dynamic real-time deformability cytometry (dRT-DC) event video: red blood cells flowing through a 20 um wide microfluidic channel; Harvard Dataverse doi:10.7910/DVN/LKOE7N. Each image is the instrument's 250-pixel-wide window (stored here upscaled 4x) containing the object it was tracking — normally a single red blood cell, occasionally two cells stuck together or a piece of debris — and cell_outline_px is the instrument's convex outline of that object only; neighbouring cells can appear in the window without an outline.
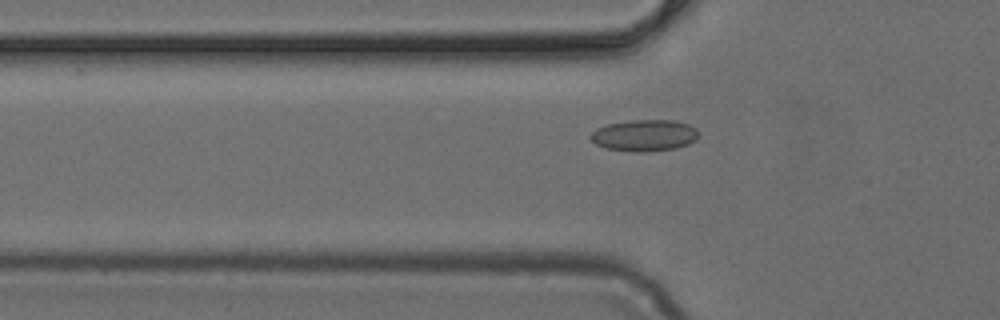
{"species": "common noctule bat (a hibernating species)", "species_latin": "Nyctalus noctula", "temperature_condition": "cold", "stored_images_in_passage": 5, "camera_frame_rate_fps": 3000, "um_per_image_px": 0.085, "animal": {"sex": "female", "body_mass_g": 24.6, "forearm_length_mm": 56.2}, "frame": {"image": 1, "passage_image": 5, "time_ms": 1.333, "image_size_px": [1000, 320], "cell_outline_px": [[700, 132], [696, 140], [688, 144], [676, 148], [644, 152], [636, 152], [608, 148], [596, 144], [588, 136], [596, 128], [608, 124], [632, 120], [676, 120], [688, 124], [696, 128]], "centroid_in_image_um": [54.81, 11.5], "position_along_channel_um": 71.0, "area_um2": 19.88}}